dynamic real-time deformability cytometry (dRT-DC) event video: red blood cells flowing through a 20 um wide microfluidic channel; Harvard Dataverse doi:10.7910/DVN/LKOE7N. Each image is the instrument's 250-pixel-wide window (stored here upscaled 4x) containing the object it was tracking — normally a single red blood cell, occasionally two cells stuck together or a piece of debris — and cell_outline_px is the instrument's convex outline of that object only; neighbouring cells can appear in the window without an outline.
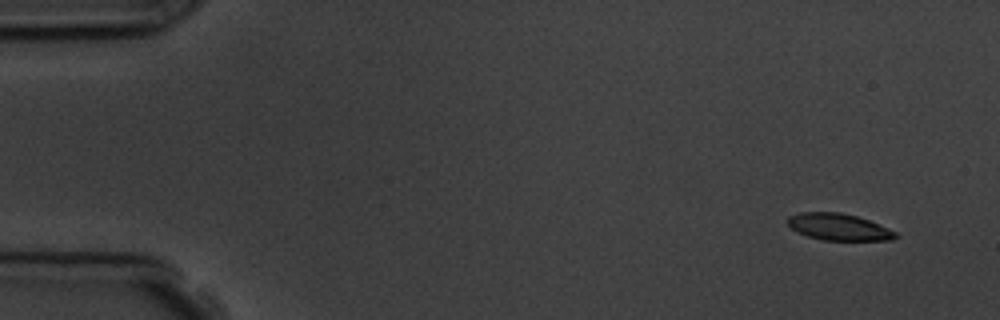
{"species": "common noctule bat (a hibernating species)", "species_latin": "Nyctalus noctula", "temperature_condition": "room temperature", "stored_images_in_passage": 7, "camera_frame_rate_fps": 3000, "um_per_image_px": 0.085, "animal": {"sex": "male", "body_mass_g": 19.5, "forearm_length_mm": 54.6}, "frame": {"image": 1, "passage_image": 1, "time_ms": 0.0, "image_size_px": [1000, 320], "cell_outline_px": [[900, 236], [892, 240], [824, 240], [808, 236], [792, 228], [788, 224], [788, 216], [800, 212], [840, 212], [856, 216], [868, 220], [888, 228], [896, 232]], "centroid_in_image_um": [71.32, 19.29], "position_along_channel_um": 13.7, "area_um2": 16.65}}
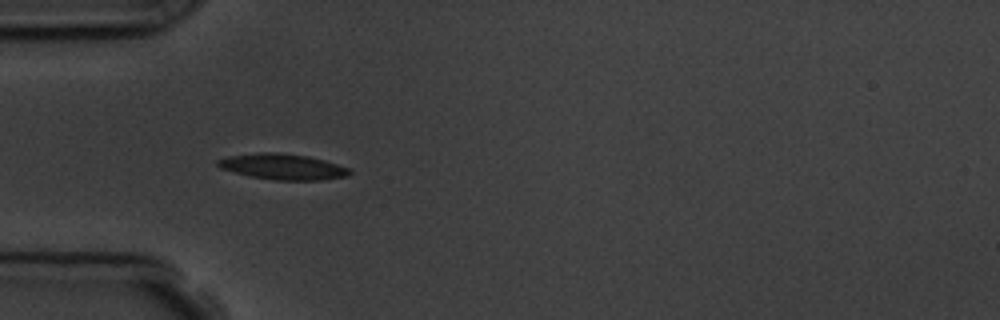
{"frame": {"image": 2, "passage_image": 5, "time_ms": 4.333, "image_size_px": [1000, 320], "cell_outline_px": [[352, 172], [348, 176], [320, 180], [276, 180], [252, 176], [220, 168], [216, 164], [216, 160], [228, 156], [260, 152], [276, 152], [308, 156], [324, 160], [348, 168]], "centroid_in_image_um": [24.03, 14.16], "position_along_channel_um": 61.0, "area_um2": 19.59}}
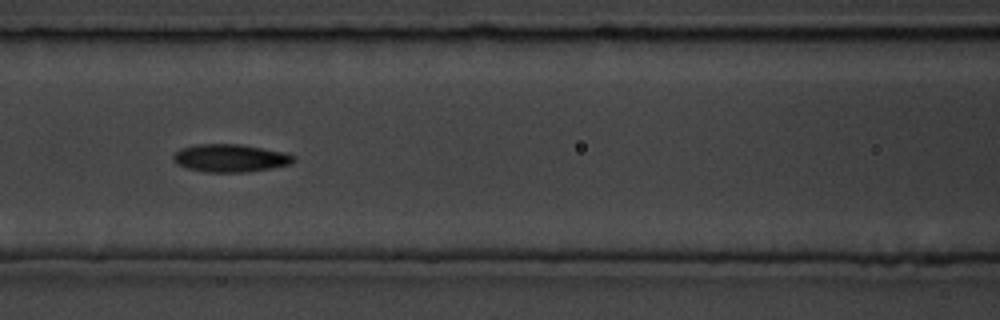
{"frame": {"image": 3, "passage_image": 7, "time_ms": 6.667, "image_size_px": [1000, 320], "cell_outline_px": [[296, 160], [292, 164], [272, 168], [248, 172], [204, 172], [188, 168], [176, 164], [172, 160], [172, 156], [180, 148], [196, 144], [240, 144], [284, 152], [296, 156]], "centroid_in_image_um": [19.58, 13.44], "position_along_channel_um": 147.0, "area_um2": 19.71}}